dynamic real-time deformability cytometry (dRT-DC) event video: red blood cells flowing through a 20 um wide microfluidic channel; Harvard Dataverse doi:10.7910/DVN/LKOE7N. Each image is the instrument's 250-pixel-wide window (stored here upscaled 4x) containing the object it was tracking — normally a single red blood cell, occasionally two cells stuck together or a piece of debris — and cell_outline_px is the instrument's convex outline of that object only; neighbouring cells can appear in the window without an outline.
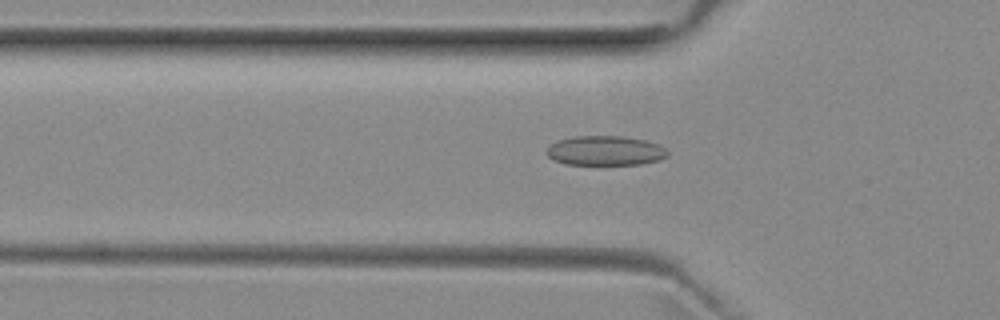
{"species": "common noctule bat (a hibernating species)", "species_latin": "Nyctalus noctula", "temperature_condition": "room temperature", "stored_images_in_passage": 25, "camera_frame_rate_fps": 3000, "um_per_image_px": 0.085, "animal": {"sex": "female", "body_mass_g": 29.2, "forearm_length_mm": 56.3}, "frame": {"image": 1, "passage_image": 6, "time_ms": 1.667, "image_size_px": [1000, 320], "cell_outline_px": [[668, 156], [660, 160], [640, 164], [564, 164], [552, 160], [544, 152], [552, 144], [560, 140], [576, 136], [624, 136], [644, 140], [656, 144], [664, 148], [668, 152]], "centroid_in_image_um": [51.43, 12.81], "position_along_channel_um": 74.4, "area_um2": 20.75}}